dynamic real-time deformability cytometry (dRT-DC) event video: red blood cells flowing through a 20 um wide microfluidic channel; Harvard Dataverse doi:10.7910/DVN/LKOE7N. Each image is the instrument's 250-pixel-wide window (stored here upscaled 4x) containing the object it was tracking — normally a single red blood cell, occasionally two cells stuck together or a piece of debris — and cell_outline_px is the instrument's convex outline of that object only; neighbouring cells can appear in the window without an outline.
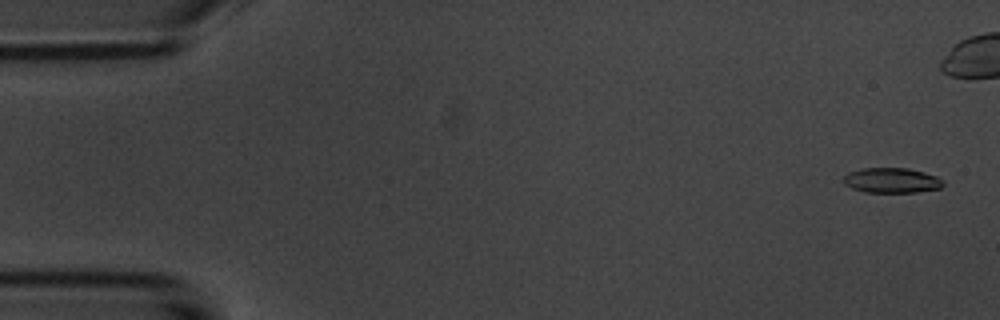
{"species": "common noctule bat (a hibernating species)", "species_latin": "Nyctalus noctula", "temperature_condition": "room temperature", "stored_images_in_passage": 48, "camera_frame_rate_fps": 3000, "um_per_image_px": 0.085, "animal": {"sex": "male", "body_mass_g": 20.1, "forearm_length_mm": 53.5}, "frame": {"image": 1, "passage_image": 2, "time_ms": 0.333, "image_size_px": [1000, 320], "cell_outline_px": [[944, 184], [940, 188], [916, 192], [864, 192], [852, 188], [844, 184], [844, 176], [848, 172], [860, 168], [908, 168], [924, 172], [936, 176], [944, 180]], "centroid_in_image_um": [75.79, 15.33], "position_along_channel_um": 9.2, "area_um2": 14.62}}
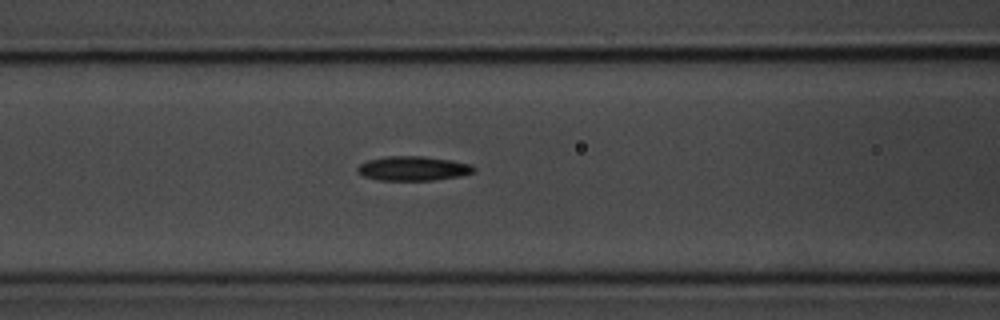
{"frame": {"image": 2, "passage_image": 22, "time_ms": 7.0, "image_size_px": [1000, 320], "cell_outline_px": [[476, 168], [472, 172], [460, 176], [432, 180], [380, 180], [360, 176], [356, 172], [356, 168], [360, 164], [368, 160], [388, 156], [424, 156], [452, 160], [472, 164]], "centroid_in_image_um": [35.08, 14.31], "position_along_channel_um": 131.5, "area_um2": 16.65}}
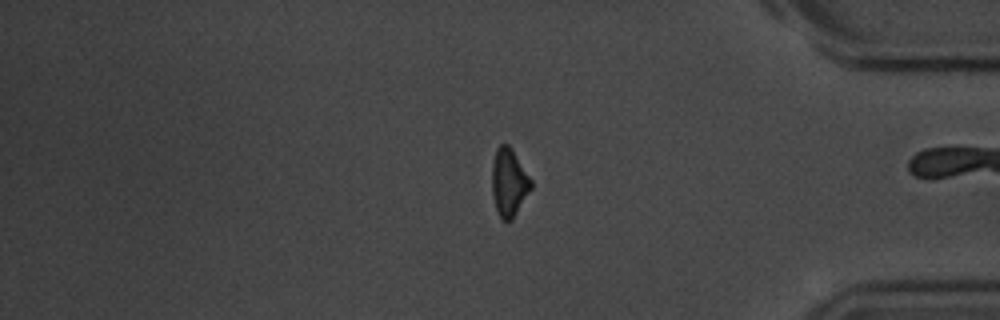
{"frame": {"image": 3, "passage_image": 45, "time_ms": 14.667, "image_size_px": [1000, 320], "cell_outline_px": [[532, 188], [512, 220], [500, 220], [492, 196], [492, 164], [496, 148], [500, 144], [508, 144], [532, 180]], "centroid_in_image_um": [43.25, 15.53], "position_along_channel_um": 391.9, "area_um2": 15.43}}